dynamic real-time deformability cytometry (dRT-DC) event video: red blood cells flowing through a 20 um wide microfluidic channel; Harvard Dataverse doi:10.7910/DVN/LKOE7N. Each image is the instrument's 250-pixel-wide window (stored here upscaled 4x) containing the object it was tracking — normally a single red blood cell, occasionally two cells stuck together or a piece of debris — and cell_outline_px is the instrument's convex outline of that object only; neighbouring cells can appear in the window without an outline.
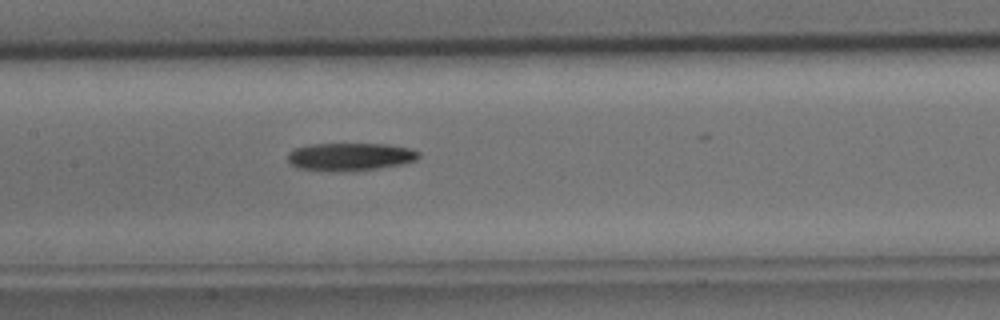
{"species": "common noctule bat (a hibernating species)", "species_latin": "Nyctalus noctula", "temperature_condition": "cold", "stored_images_in_passage": 32, "camera_frame_rate_fps": 3000, "um_per_image_px": 0.085, "animal": {"sex": "male", "body_mass_g": 15.6}, "frame": {"image": 1, "passage_image": 13, "time_ms": 4.0, "image_size_px": [1000, 320], "cell_outline_px": [[420, 156], [416, 160], [404, 164], [380, 168], [348, 172], [328, 172], [296, 168], [288, 160], [288, 152], [292, 148], [308, 144], [388, 144], [412, 148], [420, 152]], "centroid_in_image_um": [29.75, 13.33], "position_along_channel_um": 177.6, "area_um2": 21.91}}
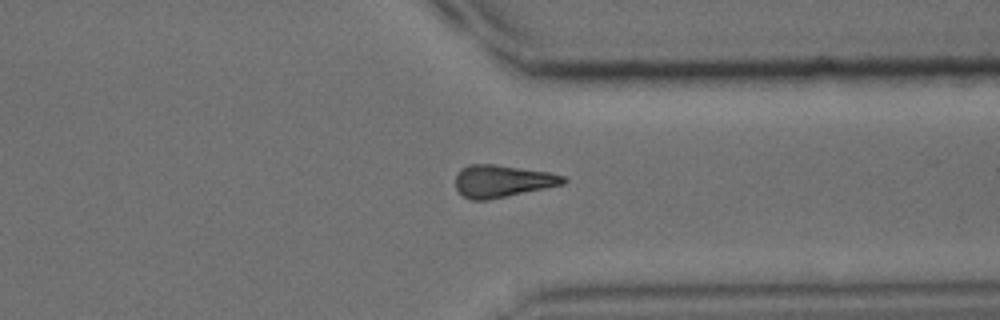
{"frame": {"image": 2, "passage_image": 25, "time_ms": 8.0, "image_size_px": [1000, 320], "cell_outline_px": [[568, 180], [564, 184], [488, 200], [472, 200], [464, 196], [456, 188], [456, 176], [460, 168], [468, 164], [492, 164], [548, 172], [564, 176]], "centroid_in_image_um": [42.68, 15.39], "position_along_channel_um": 368.7, "area_um2": 20.11}}
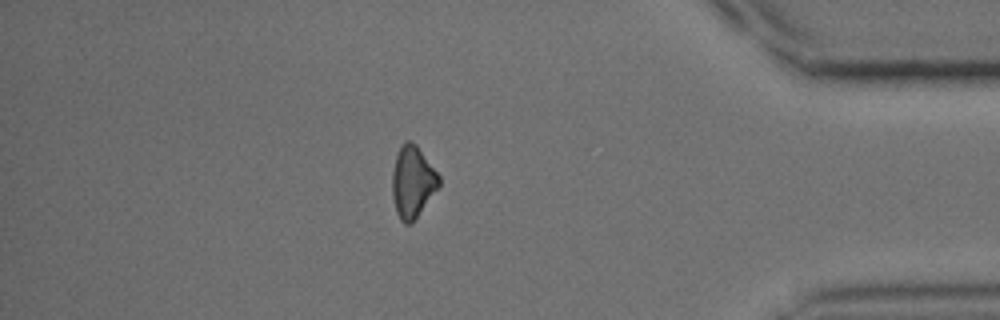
{"frame": {"image": 3, "passage_image": 29, "time_ms": 9.333, "image_size_px": [1000, 320], "cell_outline_px": [[440, 188], [412, 224], [404, 224], [400, 220], [396, 212], [392, 196], [392, 172], [396, 156], [400, 144], [404, 140], [408, 140], [416, 144], [440, 176]], "centroid_in_image_um": [35.08, 15.48], "position_along_channel_um": 400.1, "area_um2": 20.0}}